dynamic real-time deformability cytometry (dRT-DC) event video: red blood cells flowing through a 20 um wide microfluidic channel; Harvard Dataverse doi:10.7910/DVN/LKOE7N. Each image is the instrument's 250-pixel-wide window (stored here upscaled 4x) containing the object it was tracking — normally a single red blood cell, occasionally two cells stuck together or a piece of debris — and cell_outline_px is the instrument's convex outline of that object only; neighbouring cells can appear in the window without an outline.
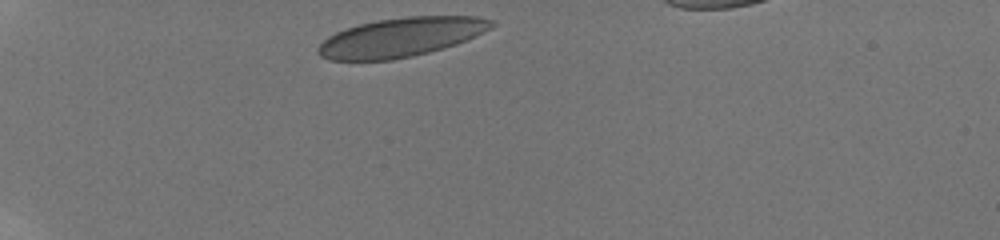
{"species": "human", "species_latin": "Homo sapiens", "temperature_condition": "room temperature", "stored_images_in_passage": 17, "camera_frame_rate_fps": 3000, "um_per_image_px": 0.085, "donor": {"sex": "male"}, "frame": {"image": 1, "passage_image": 1, "time_ms": 0.0, "image_size_px": [1000, 240], "cell_outline_px": [[496, 24], [492, 28], [476, 36], [456, 44], [444, 48], [412, 56], [392, 60], [328, 60], [320, 56], [316, 52], [316, 48], [328, 36], [344, 28], [376, 20], [408, 16], [476, 16], [496, 20]], "centroid_in_image_um": [34.1, 3.16], "position_along_channel_um": 50.9, "area_um2": 39.77}}
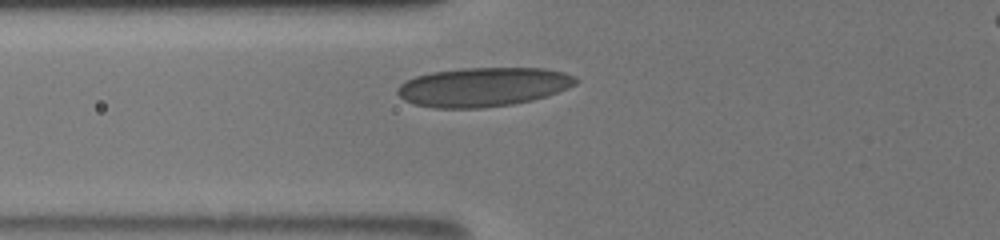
{"frame": {"image": 2, "passage_image": 5, "time_ms": 2.0, "image_size_px": [1000, 240], "cell_outline_px": [[580, 80], [576, 84], [568, 88], [532, 100], [512, 104], [480, 108], [432, 108], [412, 104], [404, 100], [396, 92], [396, 88], [400, 84], [416, 76], [432, 72], [464, 68], [544, 68], [564, 72], [576, 76]], "centroid_in_image_um": [41.06, 7.39], "position_along_channel_um": 84.7, "area_um2": 40.69}}
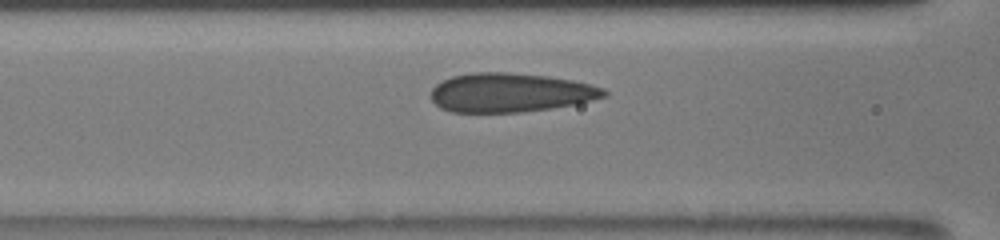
{"frame": {"image": 3, "passage_image": 8, "time_ms": 3.0, "image_size_px": [1000, 240], "cell_outline_px": [[608, 96], [576, 104], [520, 112], [452, 112], [440, 108], [432, 100], [432, 88], [436, 84], [452, 76], [472, 72], [508, 72], [548, 76], [572, 80], [604, 88], [608, 92]], "centroid_in_image_um": [43.38, 7.86], "position_along_channel_um": 123.2, "area_um2": 39.3}}